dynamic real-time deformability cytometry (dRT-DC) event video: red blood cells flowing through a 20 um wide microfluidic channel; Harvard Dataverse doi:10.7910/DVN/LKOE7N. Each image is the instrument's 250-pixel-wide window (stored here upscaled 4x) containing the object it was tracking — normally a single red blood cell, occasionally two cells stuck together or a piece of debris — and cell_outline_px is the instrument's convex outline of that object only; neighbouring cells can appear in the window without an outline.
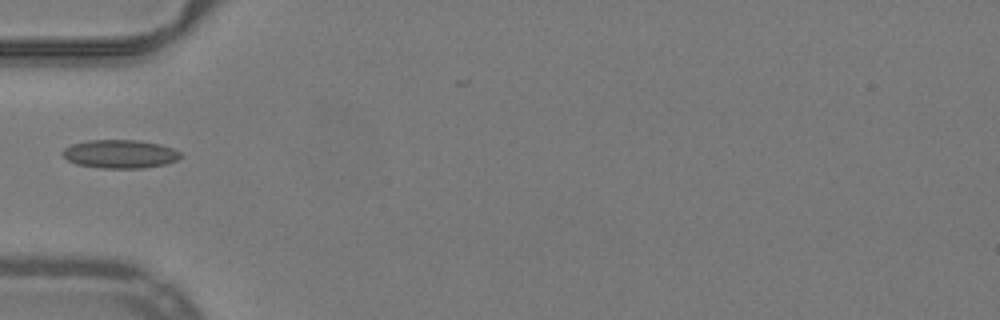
{"species": "common noctule bat (a hibernating species)", "species_latin": "Nyctalus noctula", "temperature_condition": "warm", "stored_images_in_passage": 26, "camera_frame_rate_fps": 3000, "um_per_image_px": 0.085, "animal": {"sex": "male", "body_mass_g": 19.2, "forearm_length_mm": 51.8}, "frame": {"image": 1, "passage_image": 1, "time_ms": 0.0, "image_size_px": [1000, 320], "cell_outline_px": [[184, 156], [176, 160], [164, 164], [144, 168], [100, 168], [76, 164], [68, 160], [60, 152], [64, 148], [72, 144], [88, 140], [140, 140], [160, 144], [172, 148], [180, 152]], "centroid_in_image_um": [10.2, 13.08], "position_along_channel_um": 74.8, "area_um2": 19.65}}
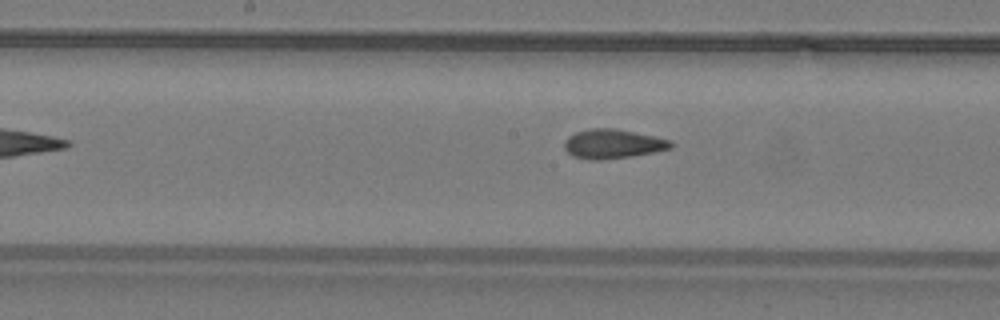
{"frame": {"image": 2, "passage_image": 10, "time_ms": 3.0, "image_size_px": [1000, 320], "cell_outline_px": [[676, 144], [672, 148], [632, 156], [600, 160], [588, 160], [572, 156], [564, 148], [564, 140], [568, 136], [576, 132], [592, 128], [616, 128], [656, 136], [672, 140]], "centroid_in_image_um": [52.11, 12.22], "position_along_channel_um": 196.1, "area_um2": 18.44}}
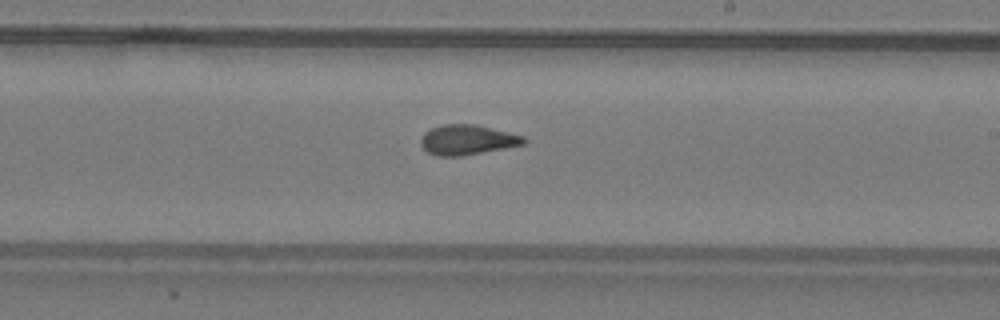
{"frame": {"image": 3, "passage_image": 14, "time_ms": 4.333, "image_size_px": [1000, 320], "cell_outline_px": [[528, 140], [524, 144], [460, 156], [436, 156], [428, 152], [420, 144], [420, 140], [424, 132], [440, 124], [476, 124], [524, 136]], "centroid_in_image_um": [39.7, 11.87], "position_along_channel_um": 249.3, "area_um2": 17.92}}